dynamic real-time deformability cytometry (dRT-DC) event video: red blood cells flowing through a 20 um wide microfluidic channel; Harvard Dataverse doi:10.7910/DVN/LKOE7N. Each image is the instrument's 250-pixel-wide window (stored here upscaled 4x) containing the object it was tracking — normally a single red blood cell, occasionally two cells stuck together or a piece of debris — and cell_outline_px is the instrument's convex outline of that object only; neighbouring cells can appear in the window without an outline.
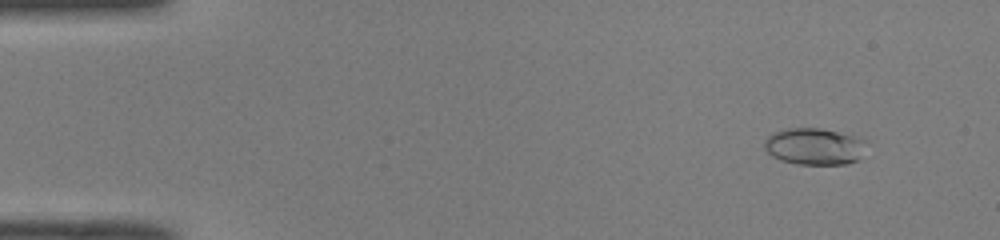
{"species": "common noctule bat (a hibernating species)", "species_latin": "Nyctalus noctula", "temperature_condition": "room temperature", "stored_images_in_passage": 50, "camera_frame_rate_fps": 3000, "um_per_image_px": 0.085, "animal": {"sex": "male", "body_mass_g": 19.0, "forearm_length_mm": 50.8}, "frame": {"image": 1, "passage_image": 5, "time_ms": 1.333, "image_size_px": [1000, 240], "cell_outline_px": [[868, 140], [856, 160], [844, 164], [796, 164], [780, 160], [772, 156], [764, 148], [764, 140], [768, 136], [776, 132], [788, 128], [820, 128]], "centroid_in_image_um": [69.17, 12.45], "position_along_channel_um": 15.8, "area_um2": 21.5}}
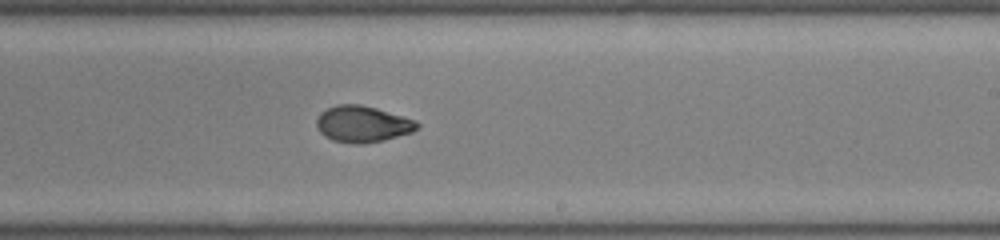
{"frame": {"image": 2, "passage_image": 31, "time_ms": 10.0, "image_size_px": [1000, 240], "cell_outline_px": [[420, 124], [412, 132], [384, 140], [364, 144], [352, 144], [332, 140], [324, 136], [316, 128], [316, 120], [320, 112], [336, 104], [360, 104], [376, 108], [416, 120]], "centroid_in_image_um": [30.78, 10.55], "position_along_channel_um": 258.2, "area_um2": 21.44}}
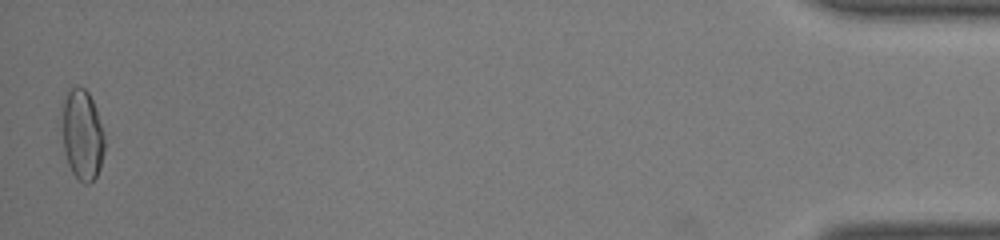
{"frame": {"image": 3, "passage_image": 50, "time_ms": 16.333, "image_size_px": [1000, 240], "cell_outline_px": [[104, 152], [100, 168], [96, 176], [88, 184], [84, 184], [72, 172], [68, 164], [64, 152], [60, 104], [68, 88], [76, 84], [84, 88], [88, 92], [96, 108], [104, 136]], "centroid_in_image_um": [6.95, 11.38], "position_along_channel_um": 428.2, "area_um2": 22.95}, "authors_computed_cell_mechanics": {"area_um2": 21.2704, "velocity_mm_per_s": 4.0979, "shape_relaxation_time_tau1_ms": 3.9747, "shape_relaxation_time_tau2_ms": 1.5656, "deformation_change_tau1": 0.1783, "deformation_change_tau2": 0.0587}}